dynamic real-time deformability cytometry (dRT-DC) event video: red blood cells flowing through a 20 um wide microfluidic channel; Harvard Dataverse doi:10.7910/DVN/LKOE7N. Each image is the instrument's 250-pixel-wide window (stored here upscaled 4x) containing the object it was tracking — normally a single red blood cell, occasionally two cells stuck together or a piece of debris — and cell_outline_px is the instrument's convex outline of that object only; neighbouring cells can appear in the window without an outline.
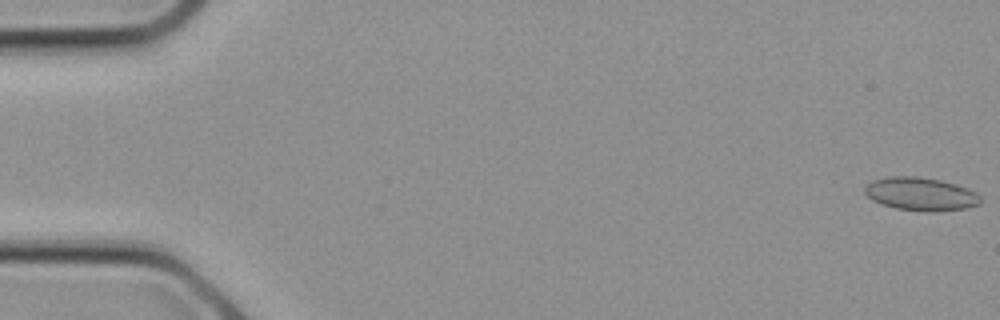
{"species": "common noctule bat (a hibernating species)", "species_latin": "Nyctalus noctula", "temperature_condition": "cold", "stored_images_in_passage": 26, "camera_frame_rate_fps": 3000, "um_per_image_px": 0.085, "animal": {"sex": "female", "body_mass_g": 21.9}, "frame": {"image": 1, "passage_image": 1, "time_ms": 0.0, "image_size_px": [1000, 320], "cell_outline_px": [[980, 204], [968, 208], [932, 212], [928, 212], [896, 208], [880, 204], [872, 200], [864, 192], [864, 188], [872, 180], [888, 176], [916, 176], [940, 180], [956, 184], [968, 188], [976, 192], [980, 196]], "centroid_in_image_um": [78.26, 16.49], "position_along_channel_um": 6.7, "area_um2": 22.54}}
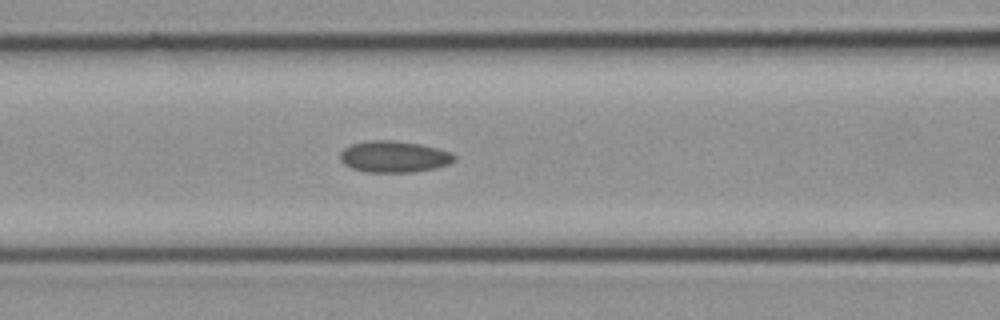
{"frame": {"image": 2, "passage_image": 11, "time_ms": 3.333, "image_size_px": [1000, 320], "cell_outline_px": [[456, 160], [448, 164], [436, 168], [412, 172], [368, 172], [352, 168], [344, 164], [340, 160], [340, 152], [344, 148], [352, 144], [368, 140], [396, 140], [420, 144], [452, 152], [456, 156]], "centroid_in_image_um": [33.5, 13.31], "position_along_channel_um": 133.1, "area_um2": 21.04}}
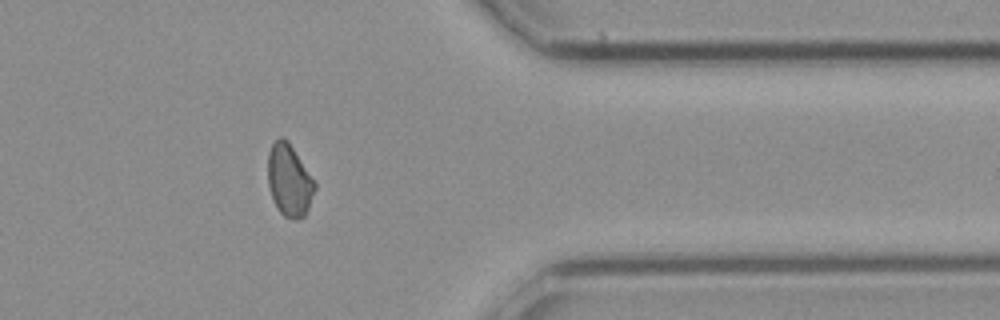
{"frame": {"image": 3, "passage_image": 21, "time_ms": 6.667, "image_size_px": [1000, 320], "cell_outline_px": [[316, 188], [308, 208], [304, 216], [296, 220], [284, 216], [280, 212], [272, 200], [268, 184], [268, 152], [272, 144], [280, 136], [288, 140], [316, 180]], "centroid_in_image_um": [24.6, 15.31], "position_along_channel_um": 386.8, "area_um2": 20.0}}